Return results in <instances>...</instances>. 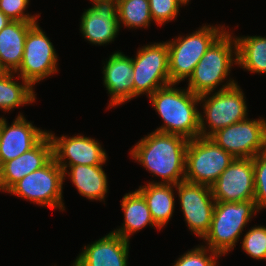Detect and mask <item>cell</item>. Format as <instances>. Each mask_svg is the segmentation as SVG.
Wrapping results in <instances>:
<instances>
[{
    "mask_svg": "<svg viewBox=\"0 0 266 266\" xmlns=\"http://www.w3.org/2000/svg\"><path fill=\"white\" fill-rule=\"evenodd\" d=\"M211 190L216 202L254 200L253 158H235L211 186Z\"/></svg>",
    "mask_w": 266,
    "mask_h": 266,
    "instance_id": "5bb4252c",
    "label": "cell"
},
{
    "mask_svg": "<svg viewBox=\"0 0 266 266\" xmlns=\"http://www.w3.org/2000/svg\"><path fill=\"white\" fill-rule=\"evenodd\" d=\"M152 20L157 25H164L177 18L180 7L185 6L181 0H148Z\"/></svg>",
    "mask_w": 266,
    "mask_h": 266,
    "instance_id": "f1b7e54d",
    "label": "cell"
},
{
    "mask_svg": "<svg viewBox=\"0 0 266 266\" xmlns=\"http://www.w3.org/2000/svg\"><path fill=\"white\" fill-rule=\"evenodd\" d=\"M209 138L234 158H254L266 152V120L247 118L217 130Z\"/></svg>",
    "mask_w": 266,
    "mask_h": 266,
    "instance_id": "8fae6325",
    "label": "cell"
},
{
    "mask_svg": "<svg viewBox=\"0 0 266 266\" xmlns=\"http://www.w3.org/2000/svg\"><path fill=\"white\" fill-rule=\"evenodd\" d=\"M175 85L171 83L157 89L148 97L164 121V125L155 131L179 135L187 140L195 139L200 136L199 95L193 94L187 87L178 89Z\"/></svg>",
    "mask_w": 266,
    "mask_h": 266,
    "instance_id": "7a4b0ae2",
    "label": "cell"
},
{
    "mask_svg": "<svg viewBox=\"0 0 266 266\" xmlns=\"http://www.w3.org/2000/svg\"><path fill=\"white\" fill-rule=\"evenodd\" d=\"M36 22L10 21L0 31V67L16 73L23 59L28 30Z\"/></svg>",
    "mask_w": 266,
    "mask_h": 266,
    "instance_id": "ffe728a7",
    "label": "cell"
},
{
    "mask_svg": "<svg viewBox=\"0 0 266 266\" xmlns=\"http://www.w3.org/2000/svg\"><path fill=\"white\" fill-rule=\"evenodd\" d=\"M103 165H73L64 171L68 175L79 194L88 200L105 202L108 193V179ZM68 169L70 171H68Z\"/></svg>",
    "mask_w": 266,
    "mask_h": 266,
    "instance_id": "44dd1931",
    "label": "cell"
},
{
    "mask_svg": "<svg viewBox=\"0 0 266 266\" xmlns=\"http://www.w3.org/2000/svg\"><path fill=\"white\" fill-rule=\"evenodd\" d=\"M186 138L152 131L140 139L130 150L132 160L141 164L152 176L161 178L162 184H178L185 180Z\"/></svg>",
    "mask_w": 266,
    "mask_h": 266,
    "instance_id": "6da1fadb",
    "label": "cell"
},
{
    "mask_svg": "<svg viewBox=\"0 0 266 266\" xmlns=\"http://www.w3.org/2000/svg\"><path fill=\"white\" fill-rule=\"evenodd\" d=\"M121 208L124 213V223L111 232L120 235L123 239L130 241L131 235L142 230L147 225L161 230L154 223L147 202L137 189L123 196Z\"/></svg>",
    "mask_w": 266,
    "mask_h": 266,
    "instance_id": "7402d4cb",
    "label": "cell"
},
{
    "mask_svg": "<svg viewBox=\"0 0 266 266\" xmlns=\"http://www.w3.org/2000/svg\"><path fill=\"white\" fill-rule=\"evenodd\" d=\"M4 71L2 70V68L0 67V75L3 73Z\"/></svg>",
    "mask_w": 266,
    "mask_h": 266,
    "instance_id": "836d02e7",
    "label": "cell"
},
{
    "mask_svg": "<svg viewBox=\"0 0 266 266\" xmlns=\"http://www.w3.org/2000/svg\"><path fill=\"white\" fill-rule=\"evenodd\" d=\"M175 184L149 182L137 189L145 198L154 223L163 229L175 210Z\"/></svg>",
    "mask_w": 266,
    "mask_h": 266,
    "instance_id": "603a6c76",
    "label": "cell"
},
{
    "mask_svg": "<svg viewBox=\"0 0 266 266\" xmlns=\"http://www.w3.org/2000/svg\"><path fill=\"white\" fill-rule=\"evenodd\" d=\"M108 59V60H107ZM103 63V84L110 96L107 109L134 98L132 57L115 51Z\"/></svg>",
    "mask_w": 266,
    "mask_h": 266,
    "instance_id": "e0dca14e",
    "label": "cell"
},
{
    "mask_svg": "<svg viewBox=\"0 0 266 266\" xmlns=\"http://www.w3.org/2000/svg\"><path fill=\"white\" fill-rule=\"evenodd\" d=\"M237 65L251 73H266V37H236Z\"/></svg>",
    "mask_w": 266,
    "mask_h": 266,
    "instance_id": "d4e9b609",
    "label": "cell"
},
{
    "mask_svg": "<svg viewBox=\"0 0 266 266\" xmlns=\"http://www.w3.org/2000/svg\"><path fill=\"white\" fill-rule=\"evenodd\" d=\"M242 249L251 258L256 260L266 259V226L252 227L242 239Z\"/></svg>",
    "mask_w": 266,
    "mask_h": 266,
    "instance_id": "4316f807",
    "label": "cell"
},
{
    "mask_svg": "<svg viewBox=\"0 0 266 266\" xmlns=\"http://www.w3.org/2000/svg\"><path fill=\"white\" fill-rule=\"evenodd\" d=\"M245 99L238 83L224 90L200 95L199 104H203L204 111L199 113L200 137H210L219 129L246 120L249 111Z\"/></svg>",
    "mask_w": 266,
    "mask_h": 266,
    "instance_id": "5b68a950",
    "label": "cell"
},
{
    "mask_svg": "<svg viewBox=\"0 0 266 266\" xmlns=\"http://www.w3.org/2000/svg\"><path fill=\"white\" fill-rule=\"evenodd\" d=\"M92 7L81 16L80 32L94 45H104L115 40L120 25L117 14V0H90Z\"/></svg>",
    "mask_w": 266,
    "mask_h": 266,
    "instance_id": "9a60e30c",
    "label": "cell"
},
{
    "mask_svg": "<svg viewBox=\"0 0 266 266\" xmlns=\"http://www.w3.org/2000/svg\"><path fill=\"white\" fill-rule=\"evenodd\" d=\"M64 181V171L52 158L45 166L23 177L7 193L45 208L63 211Z\"/></svg>",
    "mask_w": 266,
    "mask_h": 266,
    "instance_id": "52a82bcc",
    "label": "cell"
},
{
    "mask_svg": "<svg viewBox=\"0 0 266 266\" xmlns=\"http://www.w3.org/2000/svg\"><path fill=\"white\" fill-rule=\"evenodd\" d=\"M258 212L254 200L244 202H216L211 227L204 237L207 248L227 255L234 250L242 231Z\"/></svg>",
    "mask_w": 266,
    "mask_h": 266,
    "instance_id": "277c9868",
    "label": "cell"
},
{
    "mask_svg": "<svg viewBox=\"0 0 266 266\" xmlns=\"http://www.w3.org/2000/svg\"><path fill=\"white\" fill-rule=\"evenodd\" d=\"M0 116V162L1 166L33 148L47 130L35 127L19 113L11 125Z\"/></svg>",
    "mask_w": 266,
    "mask_h": 266,
    "instance_id": "2e32d148",
    "label": "cell"
},
{
    "mask_svg": "<svg viewBox=\"0 0 266 266\" xmlns=\"http://www.w3.org/2000/svg\"><path fill=\"white\" fill-rule=\"evenodd\" d=\"M175 191L186 226L196 237L204 239L210 230L216 203L211 187L184 180L176 184Z\"/></svg>",
    "mask_w": 266,
    "mask_h": 266,
    "instance_id": "7c38bea8",
    "label": "cell"
},
{
    "mask_svg": "<svg viewBox=\"0 0 266 266\" xmlns=\"http://www.w3.org/2000/svg\"><path fill=\"white\" fill-rule=\"evenodd\" d=\"M184 4H185V6H186V4H188L191 0H181Z\"/></svg>",
    "mask_w": 266,
    "mask_h": 266,
    "instance_id": "d6a6232c",
    "label": "cell"
},
{
    "mask_svg": "<svg viewBox=\"0 0 266 266\" xmlns=\"http://www.w3.org/2000/svg\"><path fill=\"white\" fill-rule=\"evenodd\" d=\"M11 20L0 11V31L10 22Z\"/></svg>",
    "mask_w": 266,
    "mask_h": 266,
    "instance_id": "1f68e13d",
    "label": "cell"
},
{
    "mask_svg": "<svg viewBox=\"0 0 266 266\" xmlns=\"http://www.w3.org/2000/svg\"><path fill=\"white\" fill-rule=\"evenodd\" d=\"M47 134L52 142L53 158L63 171L73 165H105L107 163L108 155L95 138L82 134L72 137L66 135L56 137L52 131H47Z\"/></svg>",
    "mask_w": 266,
    "mask_h": 266,
    "instance_id": "4fadbf2b",
    "label": "cell"
},
{
    "mask_svg": "<svg viewBox=\"0 0 266 266\" xmlns=\"http://www.w3.org/2000/svg\"><path fill=\"white\" fill-rule=\"evenodd\" d=\"M52 158L53 146L46 134L33 148L1 166L0 192L7 193L23 177L45 166Z\"/></svg>",
    "mask_w": 266,
    "mask_h": 266,
    "instance_id": "ac0fdd59",
    "label": "cell"
},
{
    "mask_svg": "<svg viewBox=\"0 0 266 266\" xmlns=\"http://www.w3.org/2000/svg\"><path fill=\"white\" fill-rule=\"evenodd\" d=\"M53 43L36 22L27 33L23 59L15 73L32 87L58 73V55Z\"/></svg>",
    "mask_w": 266,
    "mask_h": 266,
    "instance_id": "30bf717a",
    "label": "cell"
},
{
    "mask_svg": "<svg viewBox=\"0 0 266 266\" xmlns=\"http://www.w3.org/2000/svg\"><path fill=\"white\" fill-rule=\"evenodd\" d=\"M255 195L254 201L258 211L266 209V152L253 158Z\"/></svg>",
    "mask_w": 266,
    "mask_h": 266,
    "instance_id": "f546056e",
    "label": "cell"
},
{
    "mask_svg": "<svg viewBox=\"0 0 266 266\" xmlns=\"http://www.w3.org/2000/svg\"><path fill=\"white\" fill-rule=\"evenodd\" d=\"M130 241L109 232L82 248L72 266H128Z\"/></svg>",
    "mask_w": 266,
    "mask_h": 266,
    "instance_id": "d6986e66",
    "label": "cell"
},
{
    "mask_svg": "<svg viewBox=\"0 0 266 266\" xmlns=\"http://www.w3.org/2000/svg\"><path fill=\"white\" fill-rule=\"evenodd\" d=\"M132 66L134 98L142 94L150 97L157 89L171 84L167 41L138 48L135 57L132 58Z\"/></svg>",
    "mask_w": 266,
    "mask_h": 266,
    "instance_id": "9c48e42d",
    "label": "cell"
},
{
    "mask_svg": "<svg viewBox=\"0 0 266 266\" xmlns=\"http://www.w3.org/2000/svg\"><path fill=\"white\" fill-rule=\"evenodd\" d=\"M220 257L219 253L199 245L180 256L173 266H218Z\"/></svg>",
    "mask_w": 266,
    "mask_h": 266,
    "instance_id": "83f0119b",
    "label": "cell"
},
{
    "mask_svg": "<svg viewBox=\"0 0 266 266\" xmlns=\"http://www.w3.org/2000/svg\"><path fill=\"white\" fill-rule=\"evenodd\" d=\"M119 25L128 28H148L152 17L148 0H117Z\"/></svg>",
    "mask_w": 266,
    "mask_h": 266,
    "instance_id": "484cf974",
    "label": "cell"
},
{
    "mask_svg": "<svg viewBox=\"0 0 266 266\" xmlns=\"http://www.w3.org/2000/svg\"><path fill=\"white\" fill-rule=\"evenodd\" d=\"M234 159L209 137L191 139L186 151L185 180L211 187Z\"/></svg>",
    "mask_w": 266,
    "mask_h": 266,
    "instance_id": "ba28073f",
    "label": "cell"
},
{
    "mask_svg": "<svg viewBox=\"0 0 266 266\" xmlns=\"http://www.w3.org/2000/svg\"><path fill=\"white\" fill-rule=\"evenodd\" d=\"M30 0H0V11L11 21L38 22L40 14L25 13Z\"/></svg>",
    "mask_w": 266,
    "mask_h": 266,
    "instance_id": "4dcf8cb0",
    "label": "cell"
},
{
    "mask_svg": "<svg viewBox=\"0 0 266 266\" xmlns=\"http://www.w3.org/2000/svg\"><path fill=\"white\" fill-rule=\"evenodd\" d=\"M232 35L234 34L229 30H225L195 66L192 75L187 79V88L193 94L200 96L216 92L219 85H222L220 90H224L238 83L230 78L224 85L221 84L230 75L232 66L237 65V43Z\"/></svg>",
    "mask_w": 266,
    "mask_h": 266,
    "instance_id": "3957f363",
    "label": "cell"
},
{
    "mask_svg": "<svg viewBox=\"0 0 266 266\" xmlns=\"http://www.w3.org/2000/svg\"><path fill=\"white\" fill-rule=\"evenodd\" d=\"M225 30L223 25H203L186 37L179 35L168 41L170 82L179 84L189 79L202 56Z\"/></svg>",
    "mask_w": 266,
    "mask_h": 266,
    "instance_id": "8992f818",
    "label": "cell"
},
{
    "mask_svg": "<svg viewBox=\"0 0 266 266\" xmlns=\"http://www.w3.org/2000/svg\"><path fill=\"white\" fill-rule=\"evenodd\" d=\"M15 73L3 72L0 75V109L11 112L14 108H20L36 101L34 88L23 78L21 84L15 81Z\"/></svg>",
    "mask_w": 266,
    "mask_h": 266,
    "instance_id": "cb8c5ba5",
    "label": "cell"
}]
</instances>
